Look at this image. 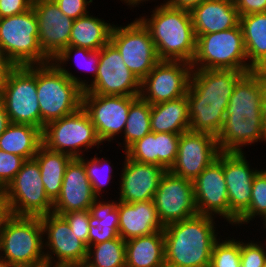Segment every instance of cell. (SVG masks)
Wrapping results in <instances>:
<instances>
[{
    "mask_svg": "<svg viewBox=\"0 0 266 267\" xmlns=\"http://www.w3.org/2000/svg\"><path fill=\"white\" fill-rule=\"evenodd\" d=\"M265 70L245 73L234 87L224 113V123L216 139L220 151L244 152L243 147L266 143L262 117Z\"/></svg>",
    "mask_w": 266,
    "mask_h": 267,
    "instance_id": "cell-1",
    "label": "cell"
},
{
    "mask_svg": "<svg viewBox=\"0 0 266 267\" xmlns=\"http://www.w3.org/2000/svg\"><path fill=\"white\" fill-rule=\"evenodd\" d=\"M247 72L238 70L192 69L187 90L189 130L217 137L225 117V109L238 80Z\"/></svg>",
    "mask_w": 266,
    "mask_h": 267,
    "instance_id": "cell-2",
    "label": "cell"
},
{
    "mask_svg": "<svg viewBox=\"0 0 266 267\" xmlns=\"http://www.w3.org/2000/svg\"><path fill=\"white\" fill-rule=\"evenodd\" d=\"M215 217L196 215L164 226L165 267H209L218 238Z\"/></svg>",
    "mask_w": 266,
    "mask_h": 267,
    "instance_id": "cell-3",
    "label": "cell"
},
{
    "mask_svg": "<svg viewBox=\"0 0 266 267\" xmlns=\"http://www.w3.org/2000/svg\"><path fill=\"white\" fill-rule=\"evenodd\" d=\"M148 17L138 18L148 29L160 60L192 63L196 36L191 13L164 2L155 6Z\"/></svg>",
    "mask_w": 266,
    "mask_h": 267,
    "instance_id": "cell-4",
    "label": "cell"
},
{
    "mask_svg": "<svg viewBox=\"0 0 266 267\" xmlns=\"http://www.w3.org/2000/svg\"><path fill=\"white\" fill-rule=\"evenodd\" d=\"M69 68L53 61L36 65V84L40 108V129L82 107V93L88 81L73 75Z\"/></svg>",
    "mask_w": 266,
    "mask_h": 267,
    "instance_id": "cell-5",
    "label": "cell"
},
{
    "mask_svg": "<svg viewBox=\"0 0 266 267\" xmlns=\"http://www.w3.org/2000/svg\"><path fill=\"white\" fill-rule=\"evenodd\" d=\"M40 217L12 215L0 234V259L9 267H46Z\"/></svg>",
    "mask_w": 266,
    "mask_h": 267,
    "instance_id": "cell-6",
    "label": "cell"
},
{
    "mask_svg": "<svg viewBox=\"0 0 266 267\" xmlns=\"http://www.w3.org/2000/svg\"><path fill=\"white\" fill-rule=\"evenodd\" d=\"M192 69L238 70L250 72L240 24L232 29L196 37Z\"/></svg>",
    "mask_w": 266,
    "mask_h": 267,
    "instance_id": "cell-7",
    "label": "cell"
},
{
    "mask_svg": "<svg viewBox=\"0 0 266 267\" xmlns=\"http://www.w3.org/2000/svg\"><path fill=\"white\" fill-rule=\"evenodd\" d=\"M38 37V22L33 8L0 18V47L16 66L51 62L40 48Z\"/></svg>",
    "mask_w": 266,
    "mask_h": 267,
    "instance_id": "cell-8",
    "label": "cell"
},
{
    "mask_svg": "<svg viewBox=\"0 0 266 267\" xmlns=\"http://www.w3.org/2000/svg\"><path fill=\"white\" fill-rule=\"evenodd\" d=\"M43 145L48 149L62 152L73 158L86 156L103 144L97 136L89 115L80 107L76 112L48 123L42 131Z\"/></svg>",
    "mask_w": 266,
    "mask_h": 267,
    "instance_id": "cell-9",
    "label": "cell"
},
{
    "mask_svg": "<svg viewBox=\"0 0 266 267\" xmlns=\"http://www.w3.org/2000/svg\"><path fill=\"white\" fill-rule=\"evenodd\" d=\"M0 98L10 123L40 128L36 65L16 66L0 88Z\"/></svg>",
    "mask_w": 266,
    "mask_h": 267,
    "instance_id": "cell-10",
    "label": "cell"
},
{
    "mask_svg": "<svg viewBox=\"0 0 266 267\" xmlns=\"http://www.w3.org/2000/svg\"><path fill=\"white\" fill-rule=\"evenodd\" d=\"M1 193L10 205L12 215L40 217L53 211V202L46 195L40 166L34 158L23 163Z\"/></svg>",
    "mask_w": 266,
    "mask_h": 267,
    "instance_id": "cell-11",
    "label": "cell"
},
{
    "mask_svg": "<svg viewBox=\"0 0 266 267\" xmlns=\"http://www.w3.org/2000/svg\"><path fill=\"white\" fill-rule=\"evenodd\" d=\"M110 42L118 49L128 69L142 81L160 61L148 29L137 18L125 25H113Z\"/></svg>",
    "mask_w": 266,
    "mask_h": 267,
    "instance_id": "cell-12",
    "label": "cell"
},
{
    "mask_svg": "<svg viewBox=\"0 0 266 267\" xmlns=\"http://www.w3.org/2000/svg\"><path fill=\"white\" fill-rule=\"evenodd\" d=\"M46 267L84 265L88 247L70 230L61 216L49 213L40 216ZM56 258V259H55Z\"/></svg>",
    "mask_w": 266,
    "mask_h": 267,
    "instance_id": "cell-13",
    "label": "cell"
},
{
    "mask_svg": "<svg viewBox=\"0 0 266 267\" xmlns=\"http://www.w3.org/2000/svg\"><path fill=\"white\" fill-rule=\"evenodd\" d=\"M141 81L124 63L118 49L109 41L99 50L98 74L83 93L139 97Z\"/></svg>",
    "mask_w": 266,
    "mask_h": 267,
    "instance_id": "cell-14",
    "label": "cell"
},
{
    "mask_svg": "<svg viewBox=\"0 0 266 267\" xmlns=\"http://www.w3.org/2000/svg\"><path fill=\"white\" fill-rule=\"evenodd\" d=\"M191 73L188 62L160 60L141 81L140 97L153 105L186 96Z\"/></svg>",
    "mask_w": 266,
    "mask_h": 267,
    "instance_id": "cell-15",
    "label": "cell"
},
{
    "mask_svg": "<svg viewBox=\"0 0 266 267\" xmlns=\"http://www.w3.org/2000/svg\"><path fill=\"white\" fill-rule=\"evenodd\" d=\"M138 97L82 93V108L89 115L102 143L123 136L130 105Z\"/></svg>",
    "mask_w": 266,
    "mask_h": 267,
    "instance_id": "cell-16",
    "label": "cell"
},
{
    "mask_svg": "<svg viewBox=\"0 0 266 267\" xmlns=\"http://www.w3.org/2000/svg\"><path fill=\"white\" fill-rule=\"evenodd\" d=\"M153 202L163 226L198 215L193 181L169 170L161 177Z\"/></svg>",
    "mask_w": 266,
    "mask_h": 267,
    "instance_id": "cell-17",
    "label": "cell"
},
{
    "mask_svg": "<svg viewBox=\"0 0 266 267\" xmlns=\"http://www.w3.org/2000/svg\"><path fill=\"white\" fill-rule=\"evenodd\" d=\"M220 152L214 135L188 130L180 134L176 160L169 171L194 181L218 158Z\"/></svg>",
    "mask_w": 266,
    "mask_h": 267,
    "instance_id": "cell-18",
    "label": "cell"
},
{
    "mask_svg": "<svg viewBox=\"0 0 266 267\" xmlns=\"http://www.w3.org/2000/svg\"><path fill=\"white\" fill-rule=\"evenodd\" d=\"M245 152H223V173L229 202V224L249 208L254 176L261 170L252 168Z\"/></svg>",
    "mask_w": 266,
    "mask_h": 267,
    "instance_id": "cell-19",
    "label": "cell"
},
{
    "mask_svg": "<svg viewBox=\"0 0 266 267\" xmlns=\"http://www.w3.org/2000/svg\"><path fill=\"white\" fill-rule=\"evenodd\" d=\"M198 215L223 218L229 223V202L223 173V151L193 181Z\"/></svg>",
    "mask_w": 266,
    "mask_h": 267,
    "instance_id": "cell-20",
    "label": "cell"
},
{
    "mask_svg": "<svg viewBox=\"0 0 266 267\" xmlns=\"http://www.w3.org/2000/svg\"><path fill=\"white\" fill-rule=\"evenodd\" d=\"M39 29V45L44 54L53 61L69 46L74 20L65 15L54 0H33Z\"/></svg>",
    "mask_w": 266,
    "mask_h": 267,
    "instance_id": "cell-21",
    "label": "cell"
},
{
    "mask_svg": "<svg viewBox=\"0 0 266 267\" xmlns=\"http://www.w3.org/2000/svg\"><path fill=\"white\" fill-rule=\"evenodd\" d=\"M124 157L122 173L119 174L118 200L126 203L153 200L166 170L154 164L133 161L126 155Z\"/></svg>",
    "mask_w": 266,
    "mask_h": 267,
    "instance_id": "cell-22",
    "label": "cell"
},
{
    "mask_svg": "<svg viewBox=\"0 0 266 267\" xmlns=\"http://www.w3.org/2000/svg\"><path fill=\"white\" fill-rule=\"evenodd\" d=\"M96 199L83 162L73 158L67 165L60 195L53 202L52 213L61 215L70 211L89 210Z\"/></svg>",
    "mask_w": 266,
    "mask_h": 267,
    "instance_id": "cell-23",
    "label": "cell"
},
{
    "mask_svg": "<svg viewBox=\"0 0 266 267\" xmlns=\"http://www.w3.org/2000/svg\"><path fill=\"white\" fill-rule=\"evenodd\" d=\"M119 236L127 241L132 238L163 231L153 200L126 203L118 201Z\"/></svg>",
    "mask_w": 266,
    "mask_h": 267,
    "instance_id": "cell-24",
    "label": "cell"
},
{
    "mask_svg": "<svg viewBox=\"0 0 266 267\" xmlns=\"http://www.w3.org/2000/svg\"><path fill=\"white\" fill-rule=\"evenodd\" d=\"M195 36L232 29L240 24L233 0H204L191 11Z\"/></svg>",
    "mask_w": 266,
    "mask_h": 267,
    "instance_id": "cell-25",
    "label": "cell"
},
{
    "mask_svg": "<svg viewBox=\"0 0 266 267\" xmlns=\"http://www.w3.org/2000/svg\"><path fill=\"white\" fill-rule=\"evenodd\" d=\"M189 126V102L187 96L151 105V132L181 134L188 131Z\"/></svg>",
    "mask_w": 266,
    "mask_h": 267,
    "instance_id": "cell-26",
    "label": "cell"
},
{
    "mask_svg": "<svg viewBox=\"0 0 266 267\" xmlns=\"http://www.w3.org/2000/svg\"><path fill=\"white\" fill-rule=\"evenodd\" d=\"M117 200L97 198L89 209L88 246L119 237Z\"/></svg>",
    "mask_w": 266,
    "mask_h": 267,
    "instance_id": "cell-27",
    "label": "cell"
},
{
    "mask_svg": "<svg viewBox=\"0 0 266 267\" xmlns=\"http://www.w3.org/2000/svg\"><path fill=\"white\" fill-rule=\"evenodd\" d=\"M125 248L126 267H165L163 231L129 239Z\"/></svg>",
    "mask_w": 266,
    "mask_h": 267,
    "instance_id": "cell-28",
    "label": "cell"
},
{
    "mask_svg": "<svg viewBox=\"0 0 266 267\" xmlns=\"http://www.w3.org/2000/svg\"><path fill=\"white\" fill-rule=\"evenodd\" d=\"M248 64L266 71V12L240 16Z\"/></svg>",
    "mask_w": 266,
    "mask_h": 267,
    "instance_id": "cell-29",
    "label": "cell"
},
{
    "mask_svg": "<svg viewBox=\"0 0 266 267\" xmlns=\"http://www.w3.org/2000/svg\"><path fill=\"white\" fill-rule=\"evenodd\" d=\"M43 144L42 130L30 124L10 123L0 136V149L33 159Z\"/></svg>",
    "mask_w": 266,
    "mask_h": 267,
    "instance_id": "cell-30",
    "label": "cell"
},
{
    "mask_svg": "<svg viewBox=\"0 0 266 267\" xmlns=\"http://www.w3.org/2000/svg\"><path fill=\"white\" fill-rule=\"evenodd\" d=\"M113 25L90 13L79 17L73 22L69 46L100 50L110 41Z\"/></svg>",
    "mask_w": 266,
    "mask_h": 267,
    "instance_id": "cell-31",
    "label": "cell"
},
{
    "mask_svg": "<svg viewBox=\"0 0 266 267\" xmlns=\"http://www.w3.org/2000/svg\"><path fill=\"white\" fill-rule=\"evenodd\" d=\"M34 159L40 166L46 195L54 202L60 195L67 165L73 157L66 153L50 150L42 144Z\"/></svg>",
    "mask_w": 266,
    "mask_h": 267,
    "instance_id": "cell-32",
    "label": "cell"
},
{
    "mask_svg": "<svg viewBox=\"0 0 266 267\" xmlns=\"http://www.w3.org/2000/svg\"><path fill=\"white\" fill-rule=\"evenodd\" d=\"M86 267H126L125 240L120 236L88 246Z\"/></svg>",
    "mask_w": 266,
    "mask_h": 267,
    "instance_id": "cell-33",
    "label": "cell"
},
{
    "mask_svg": "<svg viewBox=\"0 0 266 267\" xmlns=\"http://www.w3.org/2000/svg\"><path fill=\"white\" fill-rule=\"evenodd\" d=\"M151 105L140 96L130 105L123 132L124 152L137 140L151 132Z\"/></svg>",
    "mask_w": 266,
    "mask_h": 267,
    "instance_id": "cell-34",
    "label": "cell"
},
{
    "mask_svg": "<svg viewBox=\"0 0 266 267\" xmlns=\"http://www.w3.org/2000/svg\"><path fill=\"white\" fill-rule=\"evenodd\" d=\"M94 155L95 156L90 157V159H88V157L85 158L84 156L79 157V159L83 162L93 193L97 198H100L103 196L101 194L105 191L104 187L111 182V179L114 176L111 175L114 173V168L112 167L109 159L107 160L106 157H97L98 154L96 152Z\"/></svg>",
    "mask_w": 266,
    "mask_h": 267,
    "instance_id": "cell-35",
    "label": "cell"
},
{
    "mask_svg": "<svg viewBox=\"0 0 266 267\" xmlns=\"http://www.w3.org/2000/svg\"><path fill=\"white\" fill-rule=\"evenodd\" d=\"M71 59H75V63L79 59L76 66L79 67L80 69H83L84 71L87 72L89 71V73L90 72L92 73L90 75L92 77V80L91 81L88 80L89 84L95 80L98 74L99 50L92 51L86 48L68 46L58 56L54 58L53 62L58 67H65L68 66L66 64H68L69 61L73 62V60Z\"/></svg>",
    "mask_w": 266,
    "mask_h": 267,
    "instance_id": "cell-36",
    "label": "cell"
},
{
    "mask_svg": "<svg viewBox=\"0 0 266 267\" xmlns=\"http://www.w3.org/2000/svg\"><path fill=\"white\" fill-rule=\"evenodd\" d=\"M266 169V168H265ZM261 169L253 179L249 208L238 218L236 226L246 225L250 221L266 214V170ZM258 216V217H257ZM256 218V219H255Z\"/></svg>",
    "mask_w": 266,
    "mask_h": 267,
    "instance_id": "cell-37",
    "label": "cell"
},
{
    "mask_svg": "<svg viewBox=\"0 0 266 267\" xmlns=\"http://www.w3.org/2000/svg\"><path fill=\"white\" fill-rule=\"evenodd\" d=\"M220 237L213 246L209 267H240V239Z\"/></svg>",
    "mask_w": 266,
    "mask_h": 267,
    "instance_id": "cell-38",
    "label": "cell"
},
{
    "mask_svg": "<svg viewBox=\"0 0 266 267\" xmlns=\"http://www.w3.org/2000/svg\"><path fill=\"white\" fill-rule=\"evenodd\" d=\"M180 134L176 133H155L156 165L166 171L173 166L179 143Z\"/></svg>",
    "mask_w": 266,
    "mask_h": 267,
    "instance_id": "cell-39",
    "label": "cell"
},
{
    "mask_svg": "<svg viewBox=\"0 0 266 267\" xmlns=\"http://www.w3.org/2000/svg\"><path fill=\"white\" fill-rule=\"evenodd\" d=\"M124 154L133 161L156 165L155 133L150 132L137 140Z\"/></svg>",
    "mask_w": 266,
    "mask_h": 267,
    "instance_id": "cell-40",
    "label": "cell"
},
{
    "mask_svg": "<svg viewBox=\"0 0 266 267\" xmlns=\"http://www.w3.org/2000/svg\"><path fill=\"white\" fill-rule=\"evenodd\" d=\"M263 241L243 242L240 241V266L242 267H265L266 242Z\"/></svg>",
    "mask_w": 266,
    "mask_h": 267,
    "instance_id": "cell-41",
    "label": "cell"
},
{
    "mask_svg": "<svg viewBox=\"0 0 266 267\" xmlns=\"http://www.w3.org/2000/svg\"><path fill=\"white\" fill-rule=\"evenodd\" d=\"M25 158L0 149V192H2L22 168Z\"/></svg>",
    "mask_w": 266,
    "mask_h": 267,
    "instance_id": "cell-42",
    "label": "cell"
},
{
    "mask_svg": "<svg viewBox=\"0 0 266 267\" xmlns=\"http://www.w3.org/2000/svg\"><path fill=\"white\" fill-rule=\"evenodd\" d=\"M61 216L69 224L70 230L88 247L89 210L70 211Z\"/></svg>",
    "mask_w": 266,
    "mask_h": 267,
    "instance_id": "cell-43",
    "label": "cell"
},
{
    "mask_svg": "<svg viewBox=\"0 0 266 267\" xmlns=\"http://www.w3.org/2000/svg\"><path fill=\"white\" fill-rule=\"evenodd\" d=\"M54 2L65 15L76 20L90 13L88 9L93 0H54Z\"/></svg>",
    "mask_w": 266,
    "mask_h": 267,
    "instance_id": "cell-44",
    "label": "cell"
},
{
    "mask_svg": "<svg viewBox=\"0 0 266 267\" xmlns=\"http://www.w3.org/2000/svg\"><path fill=\"white\" fill-rule=\"evenodd\" d=\"M33 0H0V18L24 13L32 8Z\"/></svg>",
    "mask_w": 266,
    "mask_h": 267,
    "instance_id": "cell-45",
    "label": "cell"
},
{
    "mask_svg": "<svg viewBox=\"0 0 266 267\" xmlns=\"http://www.w3.org/2000/svg\"><path fill=\"white\" fill-rule=\"evenodd\" d=\"M240 16L266 12V0H233Z\"/></svg>",
    "mask_w": 266,
    "mask_h": 267,
    "instance_id": "cell-46",
    "label": "cell"
},
{
    "mask_svg": "<svg viewBox=\"0 0 266 267\" xmlns=\"http://www.w3.org/2000/svg\"><path fill=\"white\" fill-rule=\"evenodd\" d=\"M16 67V65L7 57L0 47V88L7 80L9 73Z\"/></svg>",
    "mask_w": 266,
    "mask_h": 267,
    "instance_id": "cell-47",
    "label": "cell"
},
{
    "mask_svg": "<svg viewBox=\"0 0 266 267\" xmlns=\"http://www.w3.org/2000/svg\"><path fill=\"white\" fill-rule=\"evenodd\" d=\"M12 216L10 205L0 192V234L5 227L6 222Z\"/></svg>",
    "mask_w": 266,
    "mask_h": 267,
    "instance_id": "cell-48",
    "label": "cell"
},
{
    "mask_svg": "<svg viewBox=\"0 0 266 267\" xmlns=\"http://www.w3.org/2000/svg\"><path fill=\"white\" fill-rule=\"evenodd\" d=\"M204 0H164L167 5L191 11L194 7L200 5Z\"/></svg>",
    "mask_w": 266,
    "mask_h": 267,
    "instance_id": "cell-49",
    "label": "cell"
},
{
    "mask_svg": "<svg viewBox=\"0 0 266 267\" xmlns=\"http://www.w3.org/2000/svg\"><path fill=\"white\" fill-rule=\"evenodd\" d=\"M10 124L9 117L5 111V107L3 101L0 98V136L6 130L8 125Z\"/></svg>",
    "mask_w": 266,
    "mask_h": 267,
    "instance_id": "cell-50",
    "label": "cell"
},
{
    "mask_svg": "<svg viewBox=\"0 0 266 267\" xmlns=\"http://www.w3.org/2000/svg\"><path fill=\"white\" fill-rule=\"evenodd\" d=\"M262 117H263V122L266 127V71H265V88H264V93L262 97Z\"/></svg>",
    "mask_w": 266,
    "mask_h": 267,
    "instance_id": "cell-51",
    "label": "cell"
},
{
    "mask_svg": "<svg viewBox=\"0 0 266 267\" xmlns=\"http://www.w3.org/2000/svg\"><path fill=\"white\" fill-rule=\"evenodd\" d=\"M123 1L126 5H128L130 8H134L138 5L145 4V2L150 1V0H120ZM144 2V3H143Z\"/></svg>",
    "mask_w": 266,
    "mask_h": 267,
    "instance_id": "cell-52",
    "label": "cell"
},
{
    "mask_svg": "<svg viewBox=\"0 0 266 267\" xmlns=\"http://www.w3.org/2000/svg\"><path fill=\"white\" fill-rule=\"evenodd\" d=\"M260 220L262 221V227L261 228H264V230L266 231V214L260 218Z\"/></svg>",
    "mask_w": 266,
    "mask_h": 267,
    "instance_id": "cell-53",
    "label": "cell"
},
{
    "mask_svg": "<svg viewBox=\"0 0 266 267\" xmlns=\"http://www.w3.org/2000/svg\"><path fill=\"white\" fill-rule=\"evenodd\" d=\"M61 267H86L85 265H65Z\"/></svg>",
    "mask_w": 266,
    "mask_h": 267,
    "instance_id": "cell-54",
    "label": "cell"
},
{
    "mask_svg": "<svg viewBox=\"0 0 266 267\" xmlns=\"http://www.w3.org/2000/svg\"><path fill=\"white\" fill-rule=\"evenodd\" d=\"M0 267H9L3 260L0 259Z\"/></svg>",
    "mask_w": 266,
    "mask_h": 267,
    "instance_id": "cell-55",
    "label": "cell"
}]
</instances>
